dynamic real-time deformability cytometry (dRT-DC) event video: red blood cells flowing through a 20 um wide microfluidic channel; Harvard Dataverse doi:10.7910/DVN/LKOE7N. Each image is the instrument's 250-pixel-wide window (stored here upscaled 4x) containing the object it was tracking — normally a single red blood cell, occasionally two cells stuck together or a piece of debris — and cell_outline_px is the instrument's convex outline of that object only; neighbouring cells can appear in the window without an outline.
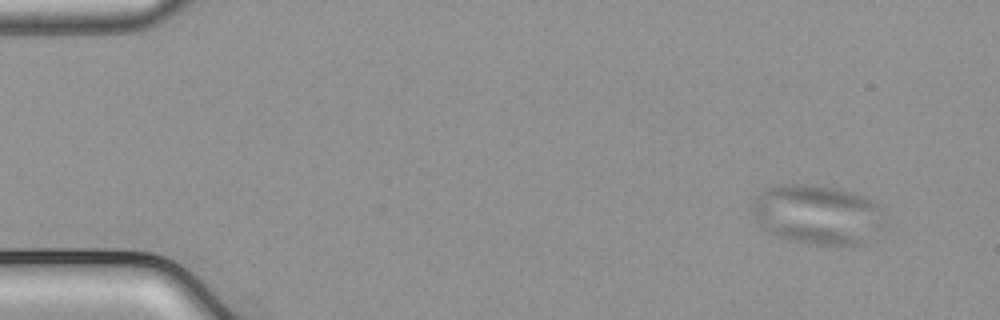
{"species": "common noctule bat (a hibernating species)", "species_latin": "Nyctalus noctula", "temperature_condition": "cold", "stored_images_in_passage": 51, "camera_frame_rate_fps": 3000, "um_per_image_px": 0.085, "animal": {"sex": "male", "body_mass_g": 21.5, "forearm_length_mm": 52.0}, "frame": {"image": 1, "passage_image": 1, "time_ms": 0.0, "image_size_px": [1000, 320], "cell_outline_px": [[884, 212], [880, 228], [868, 244], [816, 244], [792, 240], [768, 232], [752, 216], [752, 204], [756, 196], [764, 188], [776, 184], [816, 184], [840, 188], [864, 196], [880, 204]], "centroid_in_image_um": [69.49, 18.2], "position_along_channel_um": 15.5, "area_um2": 46.41}}
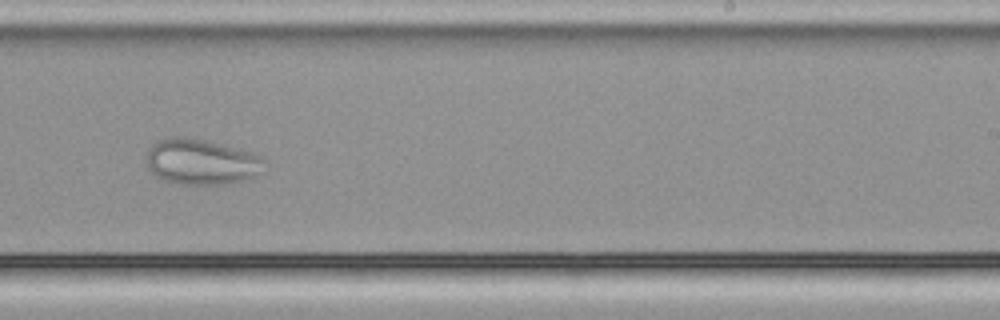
{"frame": {"image": 2, "passage_image": 31, "time_ms": 10.0, "image_size_px": [1000, 320], "cell_outline_px": [[264, 160], [256, 176], [228, 184], [180, 184], [164, 180], [152, 176], [148, 168], [148, 148], [156, 140], [168, 136], [184, 136], [204, 140], [252, 152], [264, 156]], "centroid_in_image_um": [17.05, 13.74], "position_along_channel_um": 271.9, "area_um2": 31.44}}
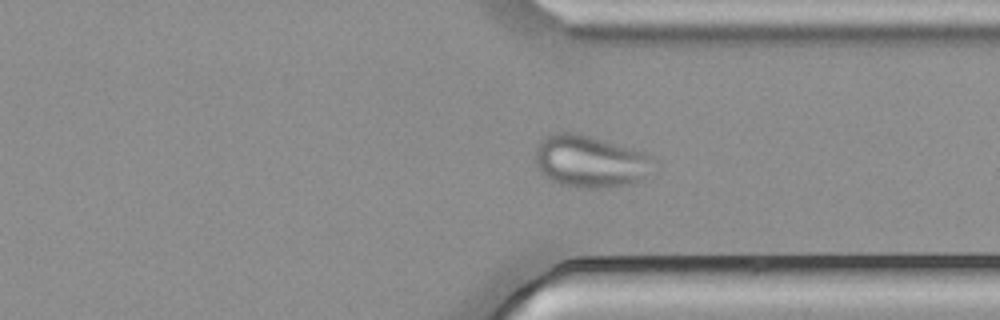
{"frame": {"image": 3, "passage_image": 38, "time_ms": 12.333, "image_size_px": [1000, 320], "cell_outline_px": [[660, 164], [640, 180], [628, 184], [604, 188], [580, 188], [560, 184], [548, 180], [536, 168], [536, 148], [540, 140], [544, 136], [556, 132], [572, 132], [588, 136], [632, 148], [644, 152], [652, 156]], "centroid_in_image_um": [50.18, 13.73], "position_along_channel_um": 361.2, "area_um2": 36.41}}